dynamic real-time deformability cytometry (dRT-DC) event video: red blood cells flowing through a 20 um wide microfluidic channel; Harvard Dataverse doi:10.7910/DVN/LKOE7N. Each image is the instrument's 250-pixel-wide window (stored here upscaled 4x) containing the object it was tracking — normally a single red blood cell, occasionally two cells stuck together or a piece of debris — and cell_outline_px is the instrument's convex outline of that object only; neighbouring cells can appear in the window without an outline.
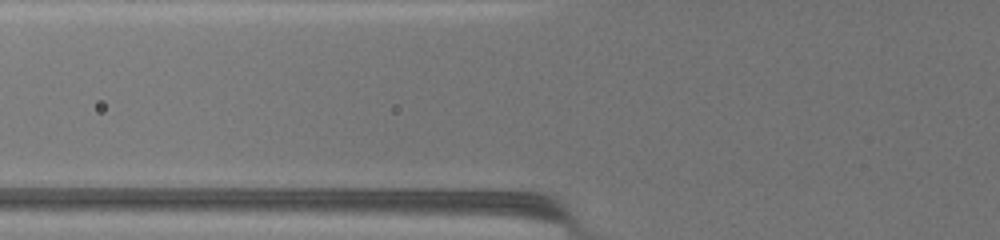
{"species": "common noctule bat (a hibernating species)", "species_latin": "Nyctalus noctula", "temperature_condition": "warm", "stored_images_in_passage": 5, "camera_frame_rate_fps": 3000, "um_per_image_px": 0.085, "animal": {"sex": "female", "body_mass_g": 19.5, "forearm_length_mm": 54.1}, "frame": {"image": 1, "passage_image": 4, "time_ms": 1.0, "image_size_px": [1000, 240], "cell_outline_px": [[560, 220], [332, 208], [328, 192], [520, 192], [532, 196], [552, 212]], "centroid_in_image_um": [37.94, 17.3], "position_along_channel_um": 87.9, "area_um2": 33.18}}